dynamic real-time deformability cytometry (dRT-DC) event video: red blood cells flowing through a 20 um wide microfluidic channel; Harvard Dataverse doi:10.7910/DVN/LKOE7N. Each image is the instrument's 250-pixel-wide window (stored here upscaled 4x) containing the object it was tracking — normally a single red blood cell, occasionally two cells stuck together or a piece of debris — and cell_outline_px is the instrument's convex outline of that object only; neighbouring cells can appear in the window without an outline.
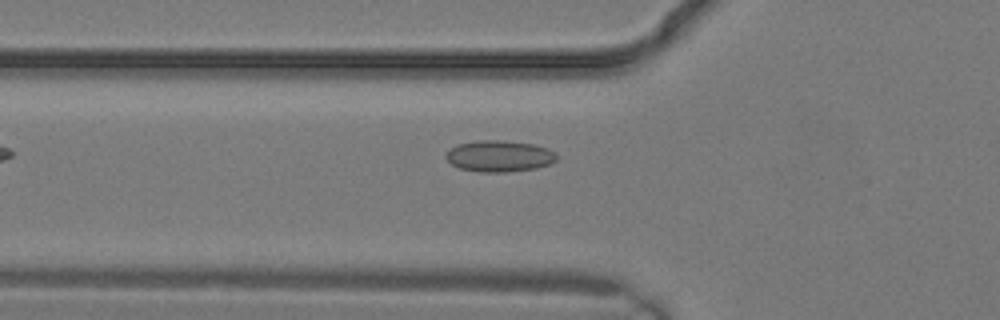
{"species": "common noctule bat (a hibernating species)", "species_latin": "Nyctalus noctula", "temperature_condition": "warm", "stored_images_in_passage": 3, "camera_frame_rate_fps": 3000, "um_per_image_px": 0.085, "animal": {"sex": "male", "body_mass_g": 19.2, "forearm_length_mm": 51.8}, "frame": {"image": 1, "passage_image": 3, "time_ms": 0.667, "image_size_px": [1000, 320], "cell_outline_px": [[556, 160], [548, 164], [536, 168], [508, 172], [480, 172], [460, 168], [452, 164], [444, 156], [452, 148], [460, 144], [476, 140], [504, 140], [532, 144], [548, 148], [556, 152]], "centroid_in_image_um": [42.46, 13.27], "position_along_channel_um": 83.3, "area_um2": 20.11}}